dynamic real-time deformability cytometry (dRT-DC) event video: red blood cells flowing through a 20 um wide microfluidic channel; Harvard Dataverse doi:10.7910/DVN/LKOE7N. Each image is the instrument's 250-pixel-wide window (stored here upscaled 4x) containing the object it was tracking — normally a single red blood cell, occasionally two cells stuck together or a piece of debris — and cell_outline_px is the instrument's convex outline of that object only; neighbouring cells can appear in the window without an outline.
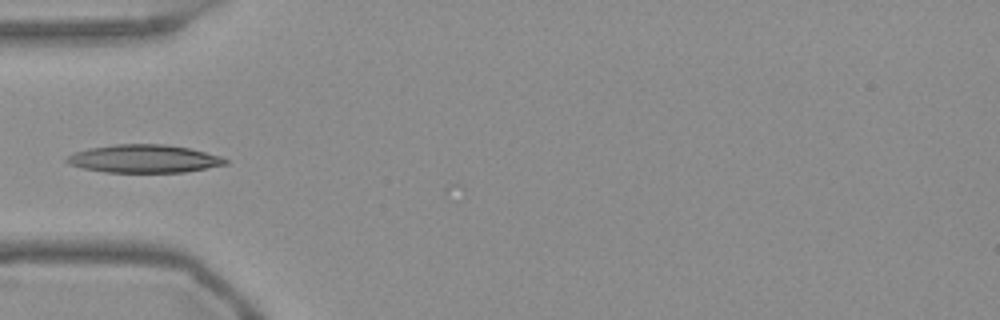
{"species": "Egyptian fruit bat (a non-hibernating species)", "species_latin": "Rousettus aegyptiacus", "temperature_condition": "warm", "stored_images_in_passage": 18, "camera_frame_rate_fps": 3000, "um_per_image_px": 0.085, "frame": {"image": 1, "passage_image": 12, "time_ms": 3.667, "image_size_px": [1000, 320], "cell_outline_px": [[228, 164], [184, 172], [104, 172], [84, 168], [68, 164], [64, 160], [68, 156], [76, 152], [88, 148], [116, 144], [164, 144], [188, 148], [220, 156], [228, 160]], "centroid_in_image_um": [12.23, 13.49], "position_along_channel_um": 72.8, "area_um2": 25.72}}
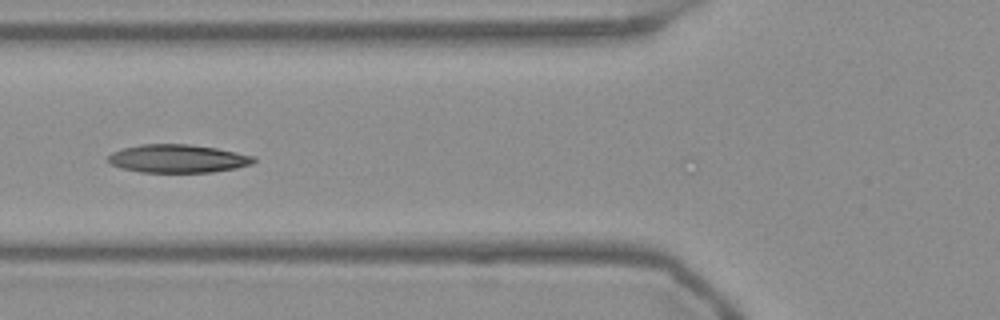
{"frame": {"image": 2, "passage_image": 15, "time_ms": 4.667, "image_size_px": [1000, 320], "cell_outline_px": [[256, 160], [252, 164], [236, 168], [212, 172], [140, 172], [120, 168], [108, 164], [108, 156], [112, 152], [124, 148], [140, 144], [188, 144], [216, 148], [256, 156]], "centroid_in_image_um": [15.1, 13.48], "position_along_channel_um": 110.7, "area_um2": 24.04}}